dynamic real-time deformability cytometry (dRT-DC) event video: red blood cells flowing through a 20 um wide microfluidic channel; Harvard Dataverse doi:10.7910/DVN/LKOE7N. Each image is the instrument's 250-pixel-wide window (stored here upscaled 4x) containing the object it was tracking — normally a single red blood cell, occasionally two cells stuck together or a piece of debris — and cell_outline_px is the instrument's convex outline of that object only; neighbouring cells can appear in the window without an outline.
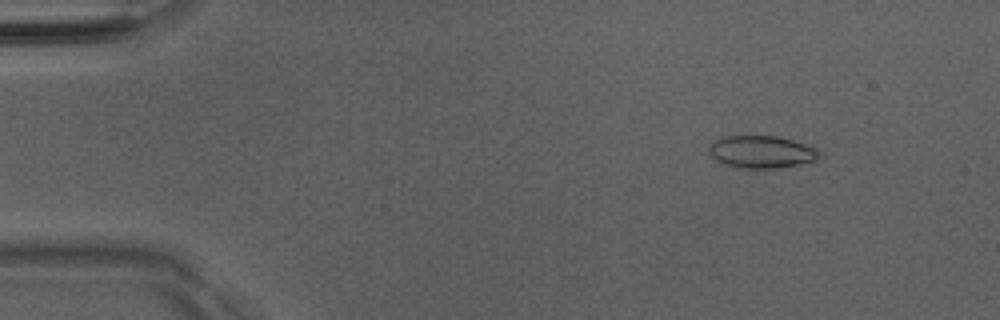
{"species": "Egyptian fruit bat (a non-hibernating species)", "species_latin": "Rousettus aegyptiacus", "temperature_condition": "room temperature", "stored_images_in_passage": 51, "camera_frame_rate_fps": 3000, "um_per_image_px": 0.085, "animal": {"sex": "male"}, "frame": {"image": 1, "passage_image": 7, "time_ms": 2.0, "image_size_px": [1000, 320], "cell_outline_px": [[820, 152], [816, 160], [796, 164], [772, 168], [744, 168], [720, 164], [708, 152], [708, 144], [712, 140], [720, 136], [780, 136], [816, 148]], "centroid_in_image_um": [64.63, 12.89], "position_along_channel_um": 20.4, "area_um2": 20.87}}
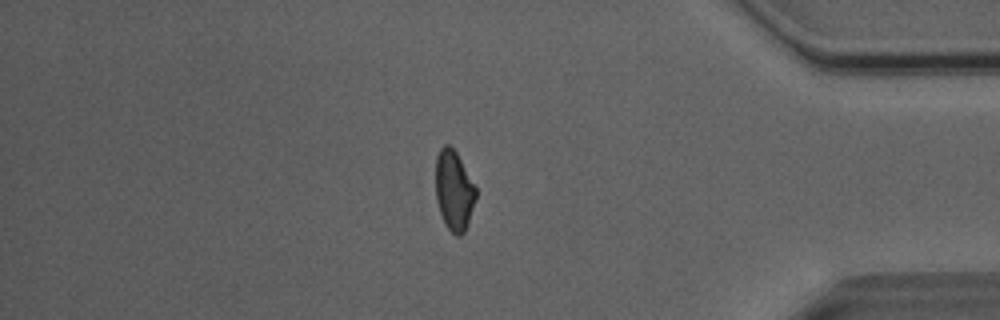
{"frame": {"image": 2, "passage_image": 44, "time_ms": 14.333, "image_size_px": [1000, 320], "cell_outline_px": [[476, 196], [468, 224], [464, 232], [460, 236], [456, 236], [444, 224], [436, 200], [436, 156], [440, 148], [444, 144], [448, 144], [456, 152], [476, 188]], "centroid_in_image_um": [38.57, 16.2], "position_along_channel_um": 396.6, "area_um2": 18.61}}
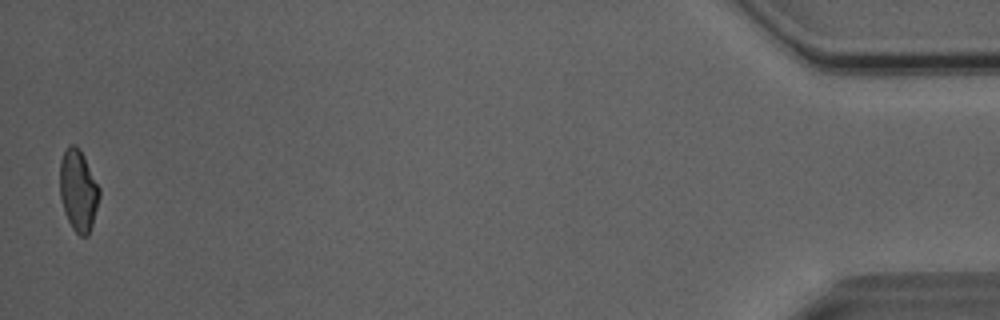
{"frame": {"image": 3, "passage_image": 51, "time_ms": 16.667, "image_size_px": [1000, 320], "cell_outline_px": [[100, 196], [92, 224], [88, 236], [80, 236], [72, 228], [64, 212], [60, 196], [60, 160], [68, 144], [76, 144], [84, 156], [100, 188]], "centroid_in_image_um": [6.65, 16.17], "position_along_channel_um": 428.6, "area_um2": 18.79}, "authors_computed_cell_mechanics": {"area_um2": 19.5942, "velocity_mm_per_s": 4.0677, "shape_relaxation_time_tau1_ms": null, "shape_relaxation_time_tau2_ms": 2.0985, "deformation_change_tau1": null, "deformation_change_tau2": 0.0858}}